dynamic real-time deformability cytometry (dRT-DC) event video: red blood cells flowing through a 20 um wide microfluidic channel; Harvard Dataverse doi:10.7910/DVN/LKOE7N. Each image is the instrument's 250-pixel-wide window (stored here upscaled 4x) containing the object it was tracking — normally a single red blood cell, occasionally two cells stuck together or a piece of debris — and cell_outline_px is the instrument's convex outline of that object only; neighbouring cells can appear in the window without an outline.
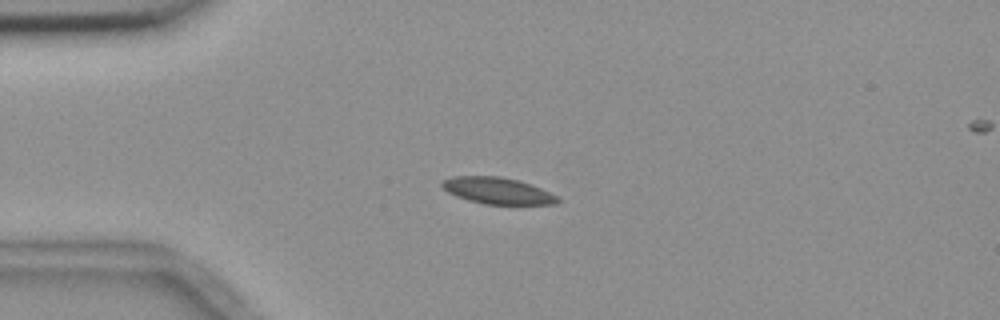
{"species": "common noctule bat (a hibernating species)", "species_latin": "Nyctalus noctula", "temperature_condition": "room temperature", "stored_images_in_passage": 44, "camera_frame_rate_fps": 3000, "um_per_image_px": 0.085, "animal": {"sex": "female", "body_mass_g": 18.4}, "frame": {"image": 1, "passage_image": 2, "time_ms": 0.333, "image_size_px": [1000, 320], "cell_outline_px": [[560, 200], [556, 204], [484, 204], [468, 200], [456, 196], [448, 192], [440, 184], [440, 180], [452, 176], [500, 176], [532, 184], [556, 196]], "centroid_in_image_um": [42.24, 16.2], "position_along_channel_um": 42.8, "area_um2": 17.8}}
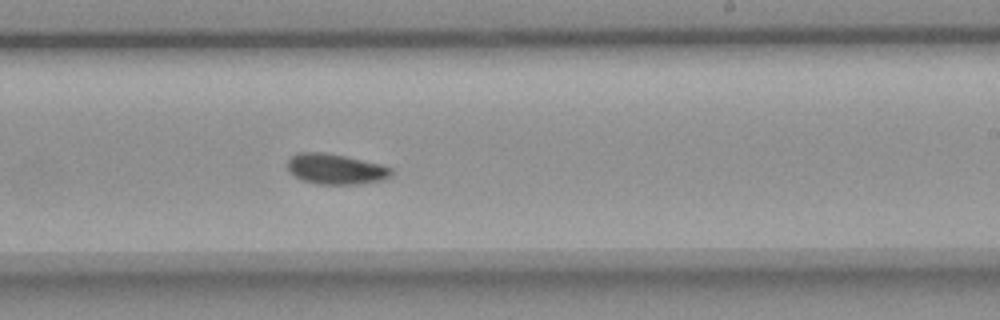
{"frame": {"image": 2, "passage_image": 22, "time_ms": 7.0, "image_size_px": [1000, 320], "cell_outline_px": [[392, 176], [384, 180], [356, 184], [316, 184], [304, 180], [296, 176], [288, 168], [288, 160], [296, 152], [324, 152], [344, 156], [380, 164], [392, 168]], "centroid_in_image_um": [28.56, 14.36], "position_along_channel_um": 260.4, "area_um2": 18.26}}
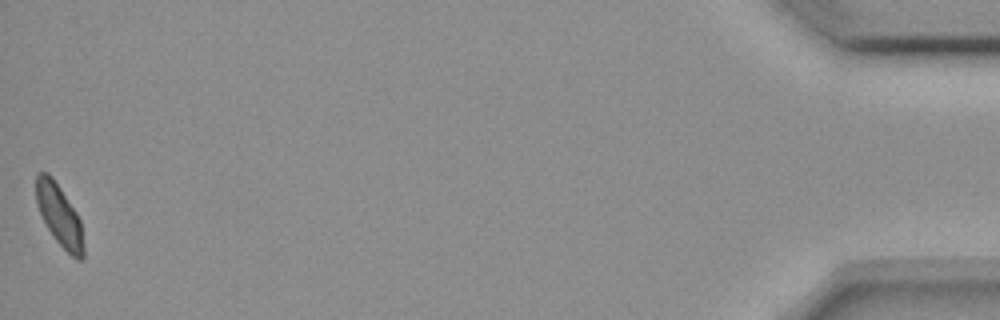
{"frame": {"image": 3, "passage_image": 44, "time_ms": 14.333, "image_size_px": [1000, 320], "cell_outline_px": [[84, 256], [80, 260], [76, 260], [56, 240], [48, 228], [36, 204], [36, 172], [48, 172], [52, 176], [76, 212], [80, 220], [84, 248]], "centroid_in_image_um": [5.04, 18.28], "position_along_channel_um": 430.2, "area_um2": 16.76}, "authors_computed_cell_mechanics": {"area_um2": 17.8602, "velocity_mm_per_s": 3.6239, "shape_relaxation_time_tau1_ms": null, "shape_relaxation_time_tau2_ms": 8.7445, "deformation_change_tau1": null, "deformation_change_tau2": 0.0728}}